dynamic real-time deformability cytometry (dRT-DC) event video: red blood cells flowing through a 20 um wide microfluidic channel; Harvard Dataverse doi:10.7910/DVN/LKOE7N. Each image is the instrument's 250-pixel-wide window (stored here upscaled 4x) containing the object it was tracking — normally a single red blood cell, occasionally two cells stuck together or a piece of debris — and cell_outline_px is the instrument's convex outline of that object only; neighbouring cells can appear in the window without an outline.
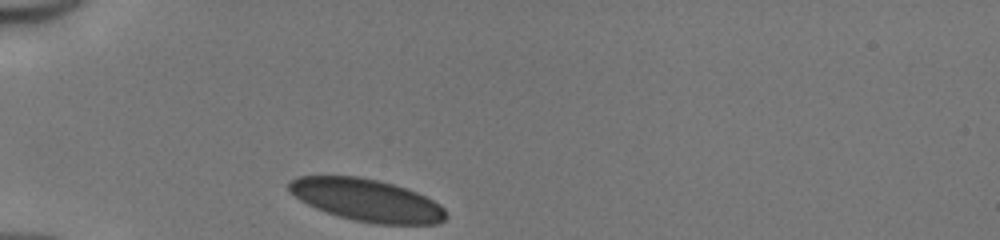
{"species": "human", "species_latin": "Homo sapiens", "temperature_condition": "cold", "stored_images_in_passage": 28, "camera_frame_rate_fps": 3000, "um_per_image_px": 0.085, "donor": {"sex": "male"}, "frame": {"image": 1, "passage_image": 1, "time_ms": 0.0, "image_size_px": [1000, 240], "cell_outline_px": [[448, 216], [444, 220], [436, 224], [376, 224], [356, 220], [340, 216], [316, 208], [300, 200], [288, 188], [288, 180], [296, 176], [360, 176], [380, 180], [416, 192], [440, 204], [444, 208]], "centroid_in_image_um": [31.18, 17.0], "position_along_channel_um": 53.8, "area_um2": 38.49}}
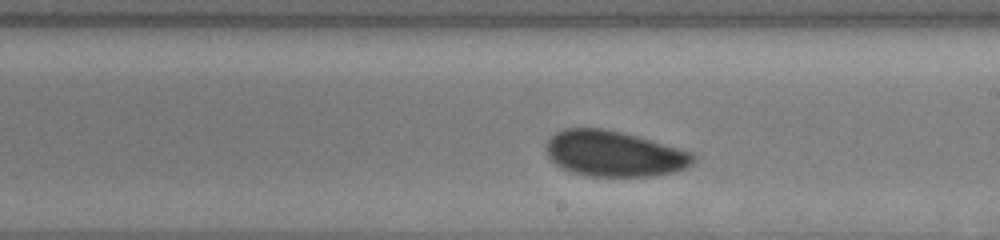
{"frame": {"image": 2, "passage_image": 16, "time_ms": 5.0, "image_size_px": [1000, 240], "cell_outline_px": [[696, 160], [688, 168], [676, 172], [652, 176], [592, 176], [572, 172], [556, 164], [548, 156], [544, 148], [544, 144], [556, 132], [564, 128], [604, 128], [636, 136], [692, 152], [696, 156]], "centroid_in_image_um": [52.21, 13.07], "position_along_channel_um": 236.8, "area_um2": 39.19}}
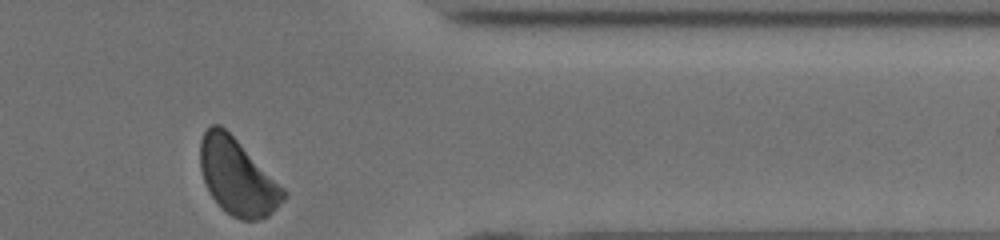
{"frame": {"image": 3, "passage_image": 28, "time_ms": 9.0, "image_size_px": [1000, 240], "cell_outline_px": [[288, 196], [268, 216], [256, 220], [240, 220], [232, 216], [220, 208], [212, 196], [204, 180], [200, 168], [200, 140], [204, 132], [212, 124], [220, 124], [288, 192]], "centroid_in_image_um": [20.17, 15.07], "position_along_channel_um": 391.2, "area_um2": 36.53}, "authors_computed_cell_mechanics": {"area_um2": 39.0728, "velocity_mm_per_s": 4.0946, "shape_relaxation_time_tau1_ms": 3.0778, "shape_relaxation_time_tau2_ms": 4.0183, "deformation_change_tau1": 0.0726, "deformation_change_tau2": 0.0778}}